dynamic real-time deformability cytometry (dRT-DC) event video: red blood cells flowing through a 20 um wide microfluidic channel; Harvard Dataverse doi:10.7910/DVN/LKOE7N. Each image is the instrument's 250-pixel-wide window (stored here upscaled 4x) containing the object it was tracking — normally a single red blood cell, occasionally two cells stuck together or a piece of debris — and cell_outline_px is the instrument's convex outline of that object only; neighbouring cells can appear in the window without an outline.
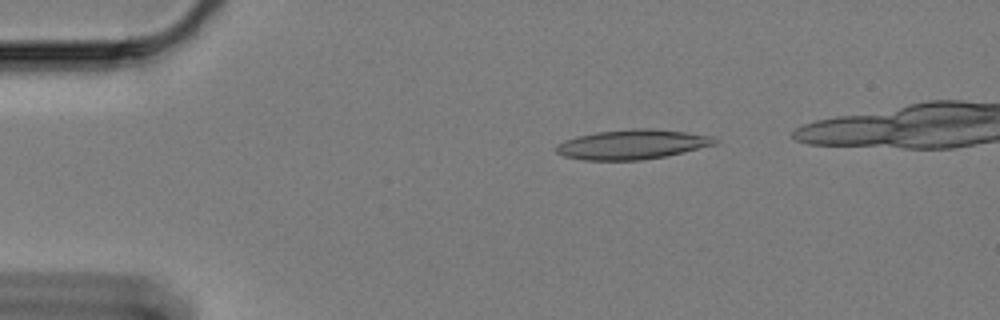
{"species": "Egyptian fruit bat (a non-hibernating species)", "species_latin": "Rousettus aegyptiacus", "temperature_condition": "cold", "stored_images_in_passage": 44, "camera_frame_rate_fps": 3000, "um_per_image_px": 0.085, "animal": {"sex": "female"}, "frame": {"image": 1, "passage_image": 1, "time_ms": 0.0, "image_size_px": [1000, 320], "cell_outline_px": [[720, 140], [716, 144], [664, 156], [640, 160], [584, 160], [564, 156], [556, 152], [556, 144], [564, 140], [596, 132], [632, 128], [652, 128], [684, 132], [712, 136]], "centroid_in_image_um": [53.73, 12.27], "position_along_channel_um": 31.3, "area_um2": 27.22}}
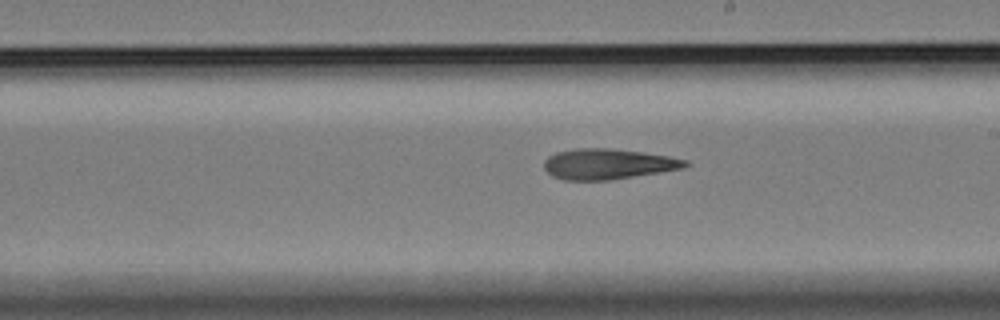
{"frame": {"image": 2, "passage_image": 24, "time_ms": 7.667, "image_size_px": [1000, 320], "cell_outline_px": [[692, 164], [684, 168], [660, 172], [608, 180], [564, 180], [552, 176], [544, 168], [544, 160], [548, 156], [556, 152], [576, 148], [612, 148], [644, 152], [668, 156], [688, 160]], "centroid_in_image_um": [51.69, 13.93], "position_along_channel_um": 237.3, "area_um2": 25.26}}
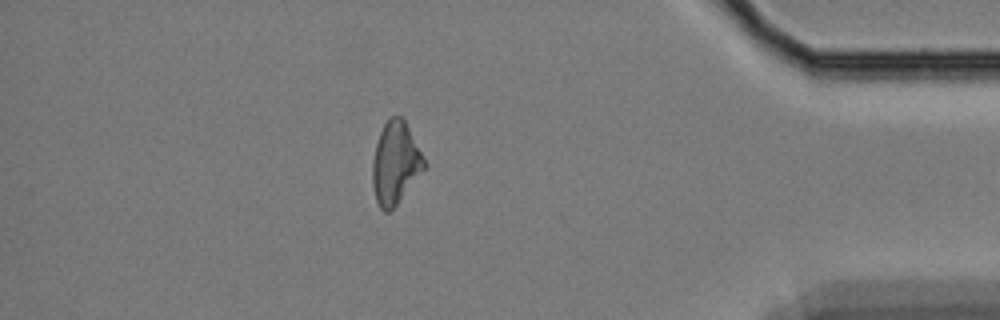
{"frame": {"image": 3, "passage_image": 42, "time_ms": 13.667, "image_size_px": [1000, 320], "cell_outline_px": [[428, 164], [396, 204], [388, 212], [384, 212], [380, 208], [376, 200], [372, 184], [372, 160], [376, 144], [380, 132], [388, 116], [404, 116]], "centroid_in_image_um": [33.61, 13.8], "position_along_channel_um": 401.6, "area_um2": 24.97}}